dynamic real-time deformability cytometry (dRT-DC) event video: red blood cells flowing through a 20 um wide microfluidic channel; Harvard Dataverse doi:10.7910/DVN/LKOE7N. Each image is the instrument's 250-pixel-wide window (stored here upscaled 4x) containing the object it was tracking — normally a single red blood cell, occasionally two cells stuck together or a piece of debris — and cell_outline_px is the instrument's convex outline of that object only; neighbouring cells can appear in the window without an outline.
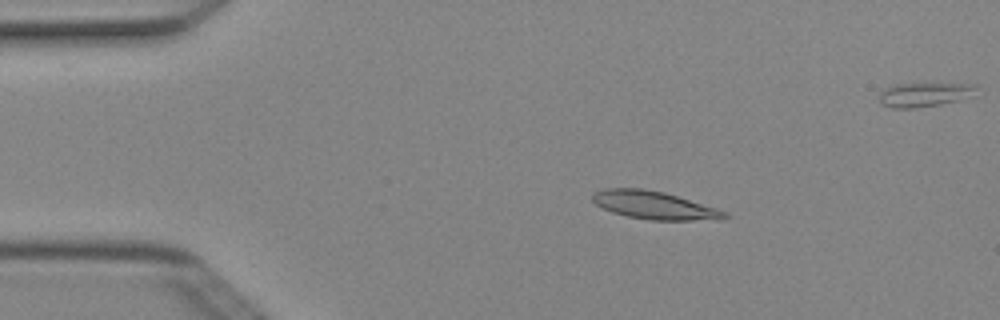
{"species": "Egyptian fruit bat (a non-hibernating species)", "species_latin": "Rousettus aegyptiacus", "temperature_condition": "cold", "stored_images_in_passage": 5, "camera_frame_rate_fps": 3000, "um_per_image_px": 0.085, "animal": {"sex": "female"}, "frame": {"image": 1, "passage_image": 3, "time_ms": 0.667, "image_size_px": [1000, 320], "cell_outline_px": [[728, 216], [724, 220], [652, 220], [628, 216], [612, 212], [596, 204], [592, 200], [592, 192], [604, 188], [644, 188], [664, 192], [716, 208], [724, 212]], "centroid_in_image_um": [55.59, 17.44], "position_along_channel_um": 29.4, "area_um2": 21.44}}
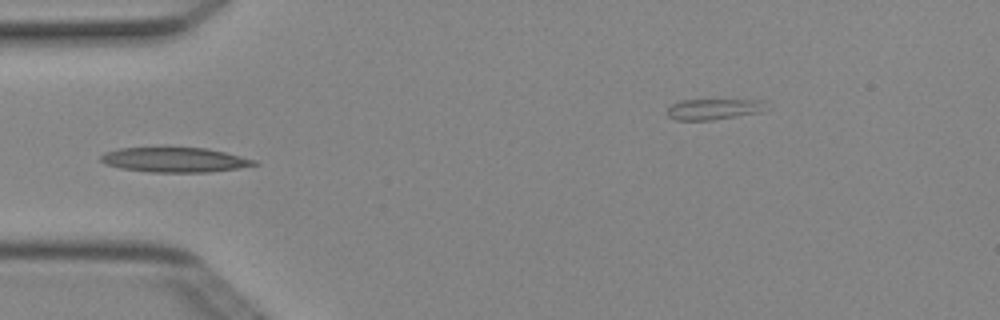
{"frame": {"image": 2, "passage_image": 5, "time_ms": 1.333, "image_size_px": [1000, 320], "cell_outline_px": [[260, 164], [236, 168], [208, 172], [152, 172], [120, 168], [104, 164], [100, 160], [100, 156], [104, 152], [120, 148], [164, 144], [208, 148], [256, 160]], "centroid_in_image_um": [14.77, 13.52], "position_along_channel_um": 70.2, "area_um2": 23.24}}